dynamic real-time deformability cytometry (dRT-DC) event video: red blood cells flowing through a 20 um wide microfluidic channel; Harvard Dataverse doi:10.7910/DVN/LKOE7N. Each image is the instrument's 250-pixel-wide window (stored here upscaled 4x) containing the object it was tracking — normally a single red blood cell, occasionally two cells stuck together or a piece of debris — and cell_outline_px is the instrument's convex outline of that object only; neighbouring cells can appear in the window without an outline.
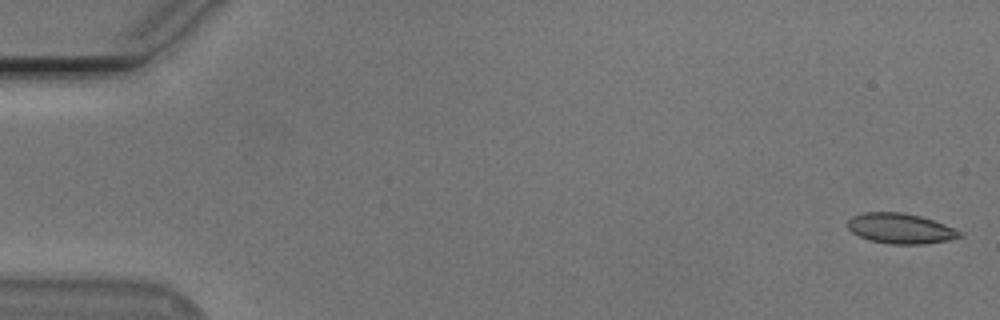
{"species": "Egyptian fruit bat (a non-hibernating species)", "species_latin": "Rousettus aegyptiacus", "temperature_condition": "cold", "stored_images_in_passage": 54, "camera_frame_rate_fps": 3000, "um_per_image_px": 0.085, "animal": {"sex": "male"}, "frame": {"image": 1, "passage_image": 1, "time_ms": 0.0, "image_size_px": [1000, 320], "cell_outline_px": [[964, 236], [948, 240], [924, 244], [888, 244], [868, 240], [852, 232], [848, 228], [848, 220], [852, 216], [864, 212], [900, 212], [920, 216], [944, 224], [964, 232]], "centroid_in_image_um": [76.55, 19.43], "position_along_channel_um": 8.4, "area_um2": 19.83}}
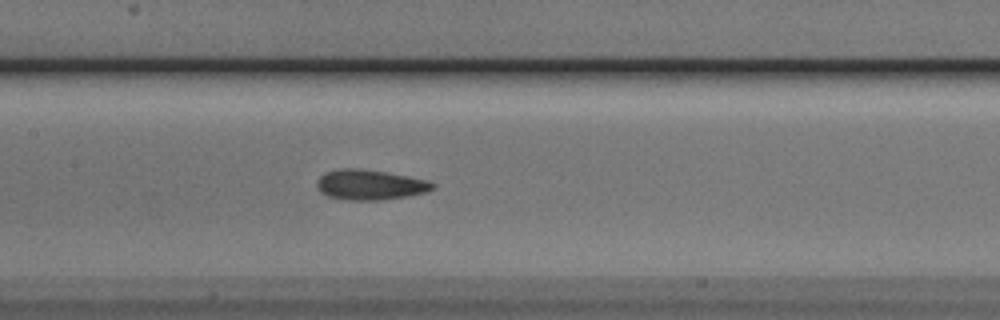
{"frame": {"image": 2, "passage_image": 26, "time_ms": 8.333, "image_size_px": [1000, 320], "cell_outline_px": [[436, 188], [428, 192], [408, 196], [380, 200], [348, 200], [328, 196], [320, 192], [316, 188], [316, 180], [324, 172], [340, 168], [360, 168], [408, 176], [428, 180], [436, 184]], "centroid_in_image_um": [31.45, 15.7], "position_along_channel_um": 176.0, "area_um2": 20.63}}
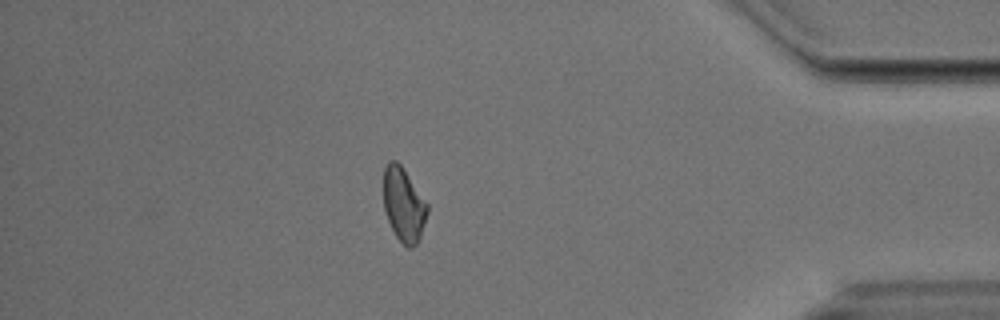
{"frame": {"image": 3, "passage_image": 47, "time_ms": 15.333, "image_size_px": [1000, 320], "cell_outline_px": [[428, 212], [420, 240], [412, 248], [408, 248], [396, 236], [388, 220], [384, 208], [384, 168], [388, 160], [396, 160], [400, 164], [428, 204]], "centroid_in_image_um": [34.32, 17.4], "position_along_channel_um": 400.9, "area_um2": 18.79}, "authors_computed_cell_mechanics": {"area_um2": 19.5942, "velocity_mm_per_s": 3.7618, "shape_relaxation_time_tau1_ms": 6.6405, "shape_relaxation_time_tau2_ms": 3.3925, "deformation_change_tau1": 0.118, "deformation_change_tau2": 0.0828}}